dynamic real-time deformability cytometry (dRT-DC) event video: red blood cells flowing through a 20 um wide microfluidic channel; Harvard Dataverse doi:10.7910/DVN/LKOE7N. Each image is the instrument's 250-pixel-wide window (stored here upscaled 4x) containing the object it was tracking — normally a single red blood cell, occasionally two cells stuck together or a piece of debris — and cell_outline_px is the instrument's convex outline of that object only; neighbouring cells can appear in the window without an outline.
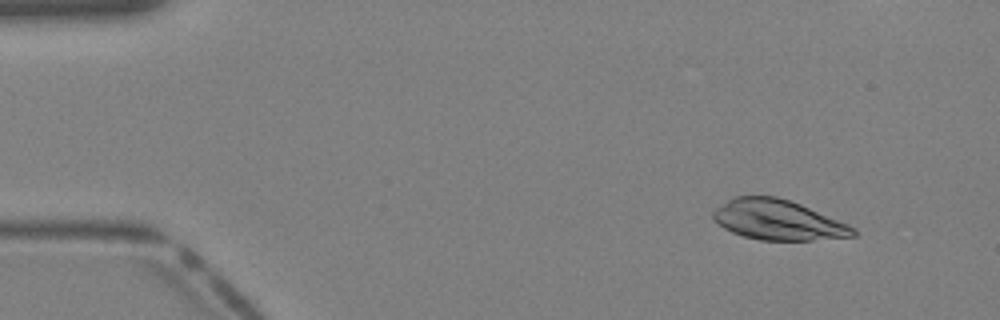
{"species": "Egyptian fruit bat (a non-hibernating species)", "species_latin": "Rousettus aegyptiacus", "temperature_condition": "warm", "stored_images_in_passage": 40, "camera_frame_rate_fps": 3000, "um_per_image_px": 0.085, "animal": {"sex": "female"}, "frame": {"image": 1, "passage_image": 4, "time_ms": 1.0, "image_size_px": [1000, 320], "cell_outline_px": [[856, 236], [812, 240], [760, 240], [744, 236], [732, 232], [724, 228], [712, 216], [712, 212], [716, 208], [732, 196], [776, 196], [800, 204], [848, 224], [856, 228]], "centroid_in_image_um": [66.12, 18.69], "position_along_channel_um": 18.9, "area_um2": 32.48}}
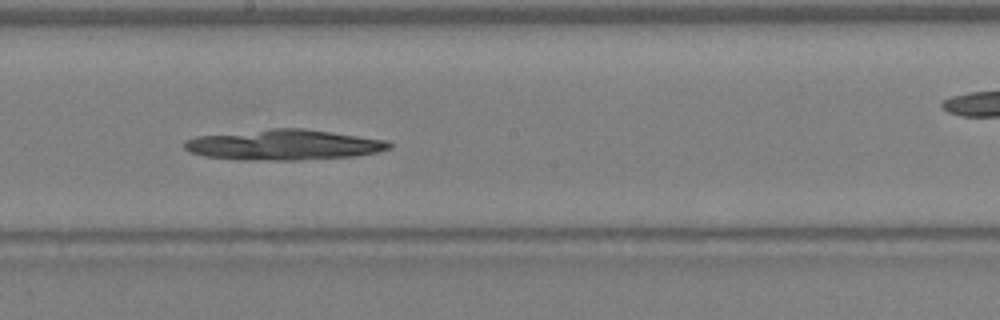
{"frame": {"image": 2, "passage_image": 22, "time_ms": 7.0, "image_size_px": [1000, 320], "cell_outline_px": [[392, 148], [376, 152], [356, 156], [300, 160], [240, 160], [204, 156], [188, 152], [184, 148], [184, 140], [196, 136], [272, 128], [300, 128], [388, 140], [392, 144]], "centroid_in_image_um": [24.09, 12.32], "position_along_channel_um": 224.1, "area_um2": 36.47}}
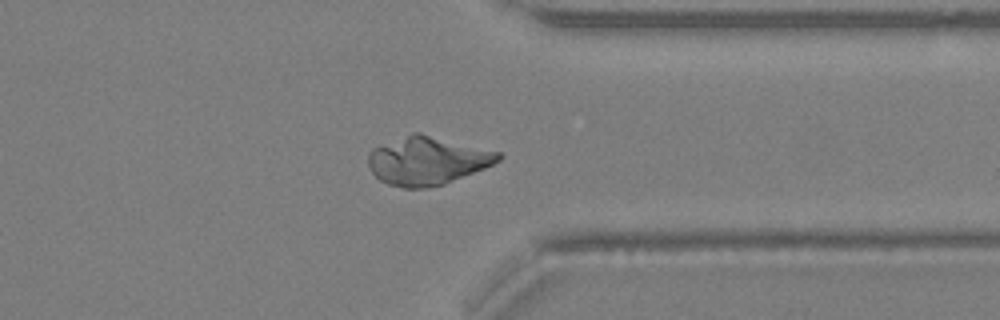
{"frame": {"image": 3, "passage_image": 31, "time_ms": 10.0, "image_size_px": [1000, 320], "cell_outline_px": [[504, 156], [500, 160], [484, 168], [444, 184], [424, 188], [404, 188], [388, 184], [380, 180], [368, 168], [368, 152], [372, 148], [412, 132], [420, 132], [500, 152]], "centroid_in_image_um": [36.3, 13.65], "position_along_channel_um": 375.1, "area_um2": 36.59}}